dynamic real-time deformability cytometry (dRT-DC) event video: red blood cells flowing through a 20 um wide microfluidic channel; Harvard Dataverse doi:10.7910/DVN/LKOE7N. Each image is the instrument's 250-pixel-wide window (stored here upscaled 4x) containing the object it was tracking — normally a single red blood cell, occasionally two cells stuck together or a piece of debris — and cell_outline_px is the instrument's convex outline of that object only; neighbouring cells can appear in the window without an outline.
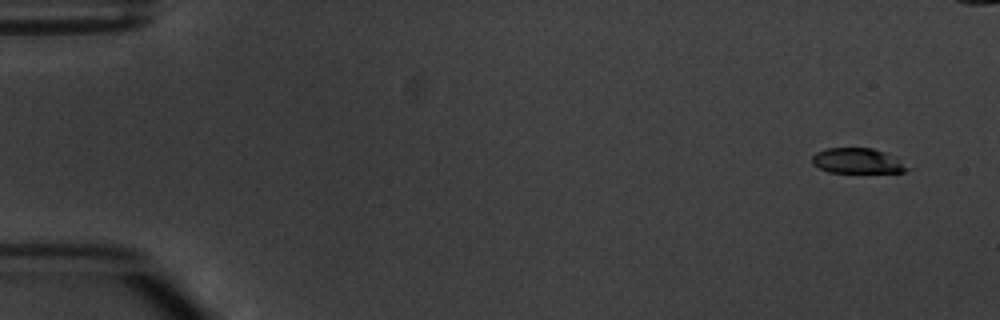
{"species": "common noctule bat (a hibernating species)", "species_latin": "Nyctalus noctula", "temperature_condition": "warm", "stored_images_in_passage": 9, "segment_of_instrument_passage": [1, 2], "camera_frame_rate_fps": 3000, "um_per_image_px": 0.085, "animal": {"sex": "male", "body_mass_g": 20.1, "forearm_length_mm": 53.5}, "frame": {"image": 1, "passage_image": 1, "time_ms": 0.0, "image_size_px": [1000, 320], "cell_outline_px": [[912, 168], [904, 172], [828, 172], [812, 164], [812, 156], [816, 152], [824, 148], [872, 148], [884, 152]], "centroid_in_image_um": [72.84, 13.67], "position_along_channel_um": 12.2, "area_um2": 13.87}}
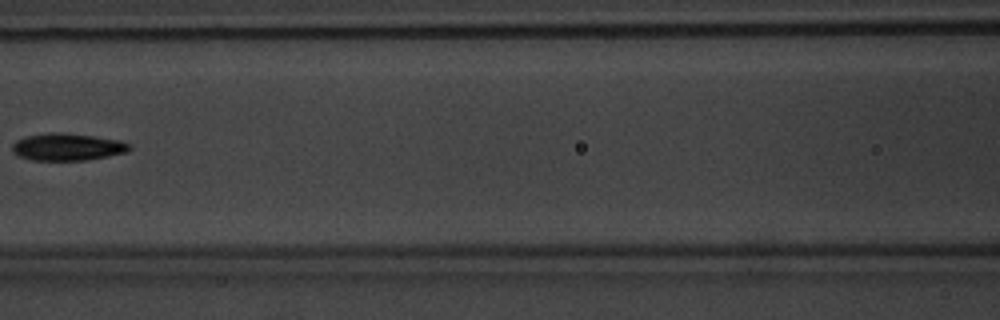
{"frame": {"image": 2, "passage_image": 7, "time_ms": 7.333, "image_size_px": [1000, 320], "cell_outline_px": [[132, 148], [128, 152], [108, 156], [84, 160], [32, 160], [20, 156], [12, 152], [12, 144], [16, 140], [28, 136], [56, 132], [60, 132], [92, 136], [120, 140], [128, 144]], "centroid_in_image_um": [5.73, 12.49], "position_along_channel_um": 160.9, "area_um2": 18.38}}
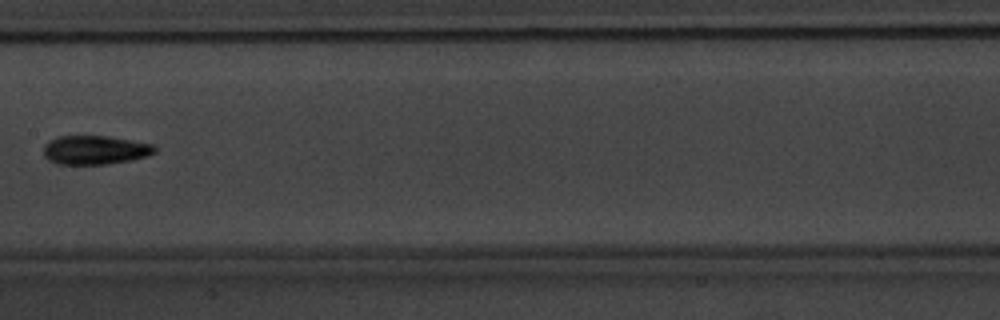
{"frame": {"image": 3, "passage_image": 8, "time_ms": 8.333, "image_size_px": [1000, 320], "cell_outline_px": [[156, 152], [148, 156], [128, 160], [104, 164], [56, 164], [48, 160], [44, 156], [44, 144], [48, 140], [56, 136], [108, 136], [132, 140], [152, 144], [156, 148]], "centroid_in_image_um": [8.04, 12.74], "position_along_channel_um": 199.4, "area_um2": 18.79}}